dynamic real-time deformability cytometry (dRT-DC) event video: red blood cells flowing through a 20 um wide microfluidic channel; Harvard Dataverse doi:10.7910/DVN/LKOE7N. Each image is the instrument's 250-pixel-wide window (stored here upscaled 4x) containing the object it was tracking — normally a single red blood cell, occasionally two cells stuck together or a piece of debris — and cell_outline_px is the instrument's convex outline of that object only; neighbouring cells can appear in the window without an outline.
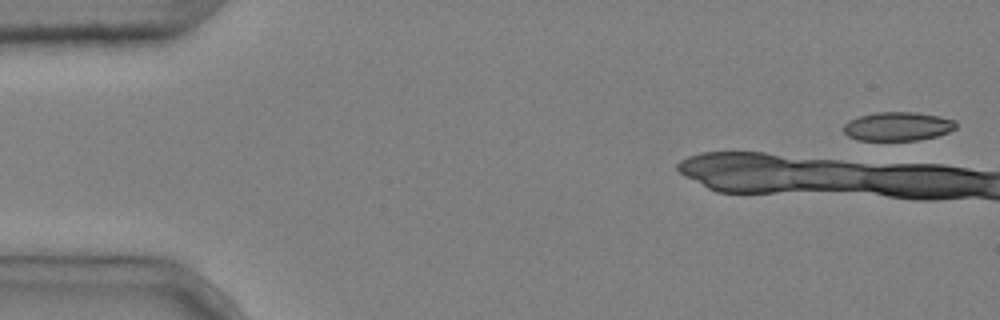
{"species": "common noctule bat (a hibernating species)", "species_latin": "Nyctalus noctula", "temperature_condition": "cold", "stored_images_in_passage": 1, "camera_frame_rate_fps": 3000, "um_per_image_px": 0.085, "animal": {"sex": "male", "body_mass_g": 20.4}, "frame": {"image": 1, "passage_image": 1, "time_ms": 0.0, "image_size_px": [1000, 320], "cell_outline_px": [[956, 128], [948, 132], [936, 136], [920, 140], [856, 140], [848, 136], [844, 132], [844, 124], [848, 120], [860, 116], [876, 112], [916, 112], [940, 116], [956, 120]], "centroid_in_image_um": [76.31, 10.74], "position_along_channel_um": 8.7, "area_um2": 18.96}}